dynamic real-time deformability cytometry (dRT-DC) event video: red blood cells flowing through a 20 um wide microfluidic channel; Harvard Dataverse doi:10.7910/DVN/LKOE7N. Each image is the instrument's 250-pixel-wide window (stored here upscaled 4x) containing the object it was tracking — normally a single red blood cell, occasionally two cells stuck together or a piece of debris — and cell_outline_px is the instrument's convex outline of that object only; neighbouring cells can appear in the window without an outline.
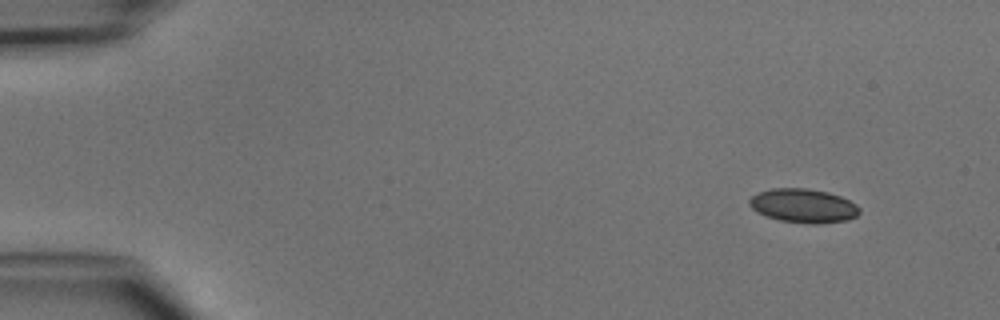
{"species": "common noctule bat (a hibernating species)", "species_latin": "Nyctalus noctula", "temperature_condition": "cold", "stored_images_in_passage": 4, "camera_frame_rate_fps": 3000, "um_per_image_px": 0.085, "animal": {"sex": "male", "body_mass_g": 15.6}, "frame": {"image": 1, "passage_image": 1, "time_ms": 0.0, "image_size_px": [1000, 320], "cell_outline_px": [[860, 212], [856, 216], [848, 220], [820, 224], [812, 224], [780, 220], [756, 212], [748, 204], [748, 200], [756, 192], [772, 188], [808, 188], [828, 192], [840, 196], [856, 204], [860, 208]], "centroid_in_image_um": [68.28, 17.48], "position_along_channel_um": 16.7, "area_um2": 21.91}}